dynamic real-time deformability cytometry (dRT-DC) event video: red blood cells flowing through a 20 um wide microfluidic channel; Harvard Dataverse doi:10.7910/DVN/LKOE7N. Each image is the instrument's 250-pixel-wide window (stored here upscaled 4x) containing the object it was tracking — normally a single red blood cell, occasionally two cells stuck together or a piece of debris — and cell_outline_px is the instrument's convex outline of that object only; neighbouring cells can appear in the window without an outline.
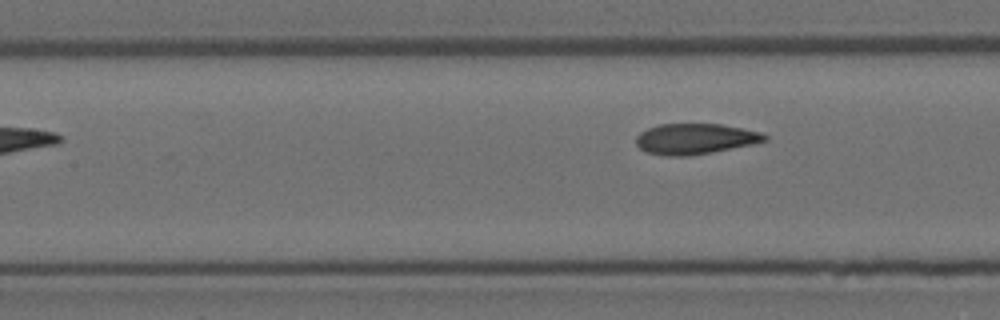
{"species": "Egyptian fruit bat (a non-hibernating species)", "species_latin": "Rousettus aegyptiacus", "temperature_condition": "room temperature", "stored_images_in_passage": 6, "camera_frame_rate_fps": 3000, "um_per_image_px": 0.085, "animal": {"sex": "female"}, "frame": {"image": 1, "passage_image": 6, "time_ms": 5.667, "image_size_px": [1000, 320], "cell_outline_px": [[768, 140], [752, 144], [712, 152], [688, 156], [668, 156], [648, 152], [640, 148], [636, 144], [636, 136], [640, 132], [648, 128], [660, 124], [720, 124], [744, 128], [760, 132], [768, 136]], "centroid_in_image_um": [59.09, 11.8], "position_along_channel_um": 148.3, "area_um2": 22.89}}